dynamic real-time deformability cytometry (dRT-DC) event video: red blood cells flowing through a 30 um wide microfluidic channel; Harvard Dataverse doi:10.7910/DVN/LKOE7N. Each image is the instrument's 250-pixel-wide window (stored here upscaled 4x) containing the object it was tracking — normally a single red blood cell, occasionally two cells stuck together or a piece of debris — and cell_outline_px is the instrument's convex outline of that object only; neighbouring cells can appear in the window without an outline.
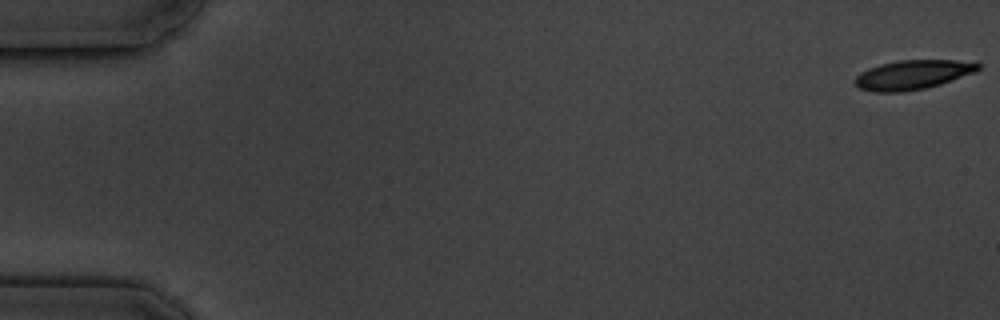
{"species": "common noctule bat (a hibernating species)", "species_latin": "Nyctalus noctula", "temperature_condition": "cold", "stored_images_in_passage": 5, "camera_frame_rate_fps": 3000, "um_per_image_px": 0.085, "animal": {"sex": "male", "body_mass_g": 19.5, "forearm_length_mm": 54.6}, "frame": {"image": 1, "passage_image": 1, "time_ms": 0.0, "image_size_px": [1000, 320], "cell_outline_px": [[980, 68], [976, 72], [940, 84], [924, 88], [904, 92], [872, 92], [856, 88], [852, 80], [860, 72], [868, 68], [880, 64], [900, 60], [956, 60], [980, 64]], "centroid_in_image_um": [77.5, 6.36], "position_along_channel_um": 7.5, "area_um2": 21.21}}